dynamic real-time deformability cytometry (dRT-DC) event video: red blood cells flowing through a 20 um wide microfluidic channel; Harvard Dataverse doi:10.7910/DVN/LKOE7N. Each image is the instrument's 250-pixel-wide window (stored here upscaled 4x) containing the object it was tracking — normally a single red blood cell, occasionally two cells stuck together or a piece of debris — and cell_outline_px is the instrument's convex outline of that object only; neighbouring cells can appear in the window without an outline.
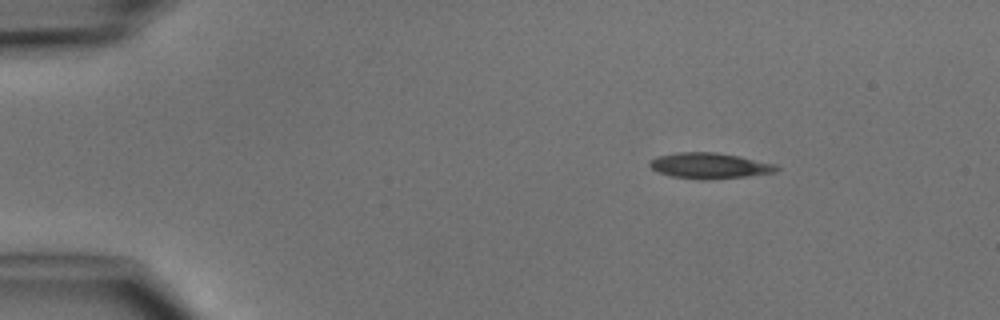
{"species": "common noctule bat (a hibernating species)", "species_latin": "Nyctalus noctula", "temperature_condition": "cold", "stored_images_in_passage": 3, "camera_frame_rate_fps": 3000, "um_per_image_px": 0.085, "animal": {"sex": "male", "body_mass_g": 15.6}, "frame": {"image": 1, "passage_image": 1, "time_ms": 0.0, "image_size_px": [1000, 320], "cell_outline_px": [[780, 168], [776, 172], [748, 176], [712, 180], [696, 180], [672, 176], [660, 172], [652, 168], [648, 164], [652, 160], [660, 156], [680, 152], [716, 152], [740, 156], [780, 164]], "centroid_in_image_um": [60.42, 14.09], "position_along_channel_um": 24.6, "area_um2": 19.25}}
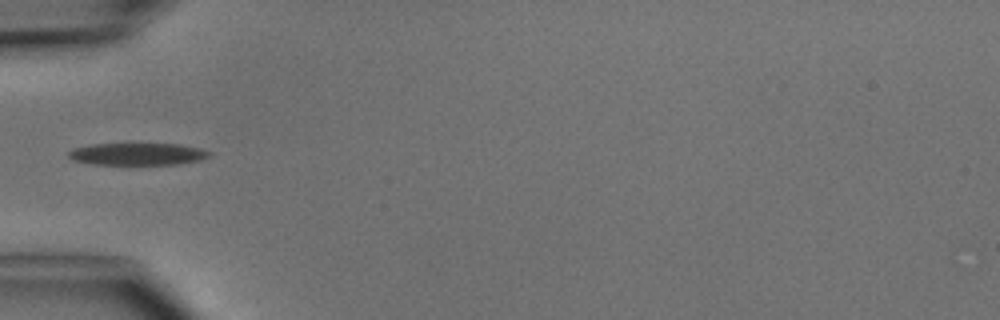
{"frame": {"image": 2, "passage_image": 3, "time_ms": 3.0, "image_size_px": [1000, 320], "cell_outline_px": [[212, 156], [200, 160], [176, 164], [92, 164], [72, 160], [68, 156], [68, 152], [72, 148], [92, 144], [180, 144], [200, 148], [212, 152]], "centroid_in_image_um": [11.7, 13.09], "position_along_channel_um": 73.3, "area_um2": 18.21}}